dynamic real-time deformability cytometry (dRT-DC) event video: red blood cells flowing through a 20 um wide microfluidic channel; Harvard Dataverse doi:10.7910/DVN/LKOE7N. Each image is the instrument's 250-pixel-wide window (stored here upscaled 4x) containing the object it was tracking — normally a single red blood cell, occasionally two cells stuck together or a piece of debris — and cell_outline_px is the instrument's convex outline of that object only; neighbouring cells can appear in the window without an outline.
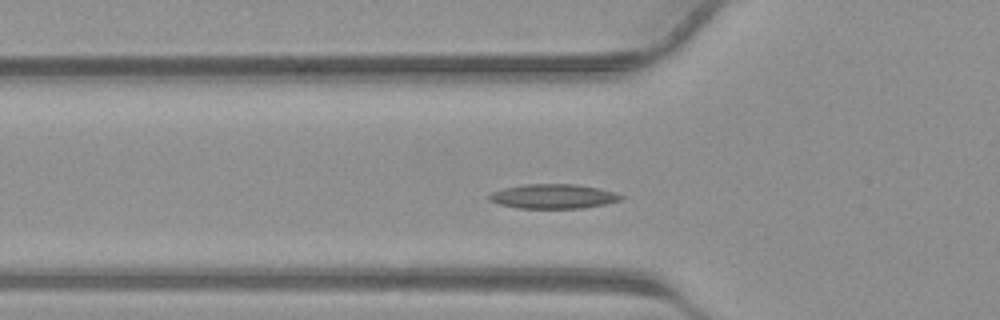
{"species": "common noctule bat (a hibernating species)", "species_latin": "Nyctalus noctula", "temperature_condition": "warm", "stored_images_in_passage": 37, "camera_frame_rate_fps": 3000, "um_per_image_px": 0.085, "animal": {"sex": "male", "body_mass_g": 23.1, "forearm_length_mm": 52.7}, "frame": {"image": 1, "passage_image": 9, "time_ms": 2.667, "image_size_px": [1000, 320], "cell_outline_px": [[624, 196], [620, 200], [604, 204], [580, 208], [516, 208], [500, 204], [488, 200], [488, 196], [492, 192], [504, 188], [524, 184], [576, 184], [600, 188], [616, 192]], "centroid_in_image_um": [47.03, 16.68], "position_along_channel_um": 78.8, "area_um2": 18.79}}
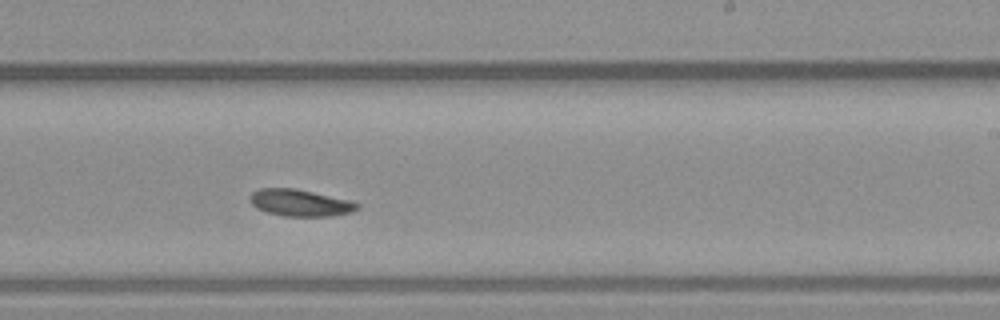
{"frame": {"image": 2, "passage_image": 20, "time_ms": 6.333, "image_size_px": [1000, 320], "cell_outline_px": [[360, 208], [352, 212], [332, 216], [284, 216], [268, 212], [256, 208], [248, 200], [248, 196], [252, 192], [260, 188], [296, 188], [352, 200], [360, 204]], "centroid_in_image_um": [25.53, 17.23], "position_along_channel_um": 263.5, "area_um2": 17.05}}
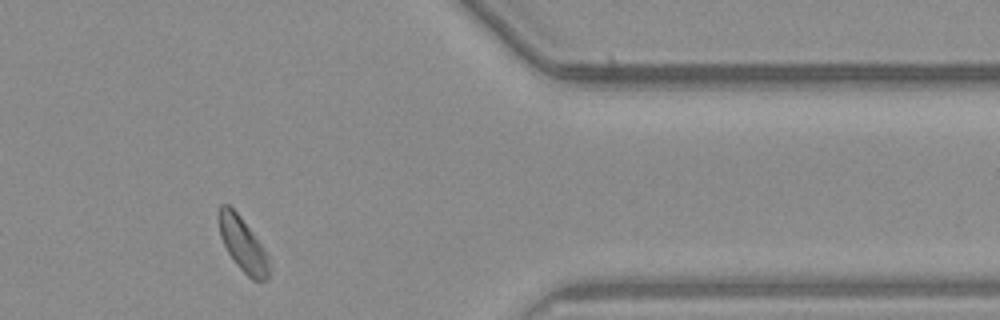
{"frame": {"image": 3, "passage_image": 29, "time_ms": 9.333, "image_size_px": [1000, 320], "cell_outline_px": [[268, 280], [252, 280], [236, 264], [228, 252], [220, 236], [216, 216], [220, 204], [228, 204], [240, 216], [264, 248], [268, 256]], "centroid_in_image_um": [20.59, 20.73], "position_along_channel_um": 390.8, "area_um2": 15.78}}